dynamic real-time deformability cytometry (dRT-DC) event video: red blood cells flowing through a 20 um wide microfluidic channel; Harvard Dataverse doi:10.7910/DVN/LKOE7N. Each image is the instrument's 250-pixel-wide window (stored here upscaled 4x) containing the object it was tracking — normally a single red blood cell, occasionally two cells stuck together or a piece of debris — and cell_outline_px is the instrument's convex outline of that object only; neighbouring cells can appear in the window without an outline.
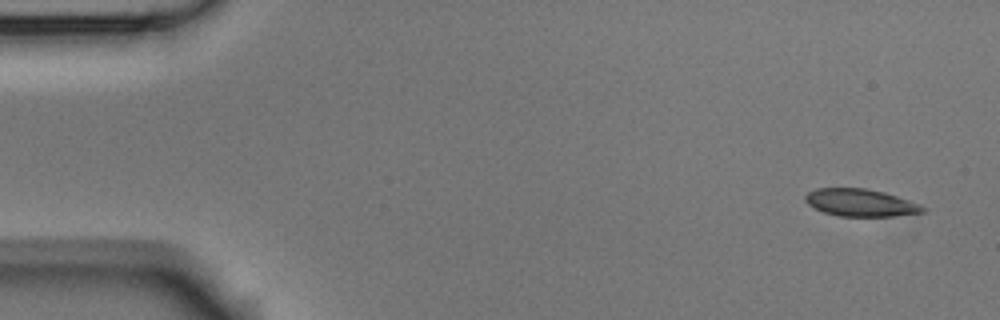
{"species": "Egyptian fruit bat (a non-hibernating species)", "species_latin": "Rousettus aegyptiacus", "temperature_condition": "room temperature", "stored_images_in_passage": 6, "camera_frame_rate_fps": 3000, "um_per_image_px": 0.085, "animal": {"sex": "male"}, "frame": {"image": 1, "passage_image": 1, "time_ms": 0.0, "image_size_px": [1000, 320], "cell_outline_px": [[928, 212], [896, 216], [840, 216], [824, 212], [808, 204], [804, 200], [804, 196], [808, 192], [816, 188], [864, 188], [884, 192], [920, 204], [928, 208]], "centroid_in_image_um": [73.19, 17.23], "position_along_channel_um": 11.8, "area_um2": 18.84}}
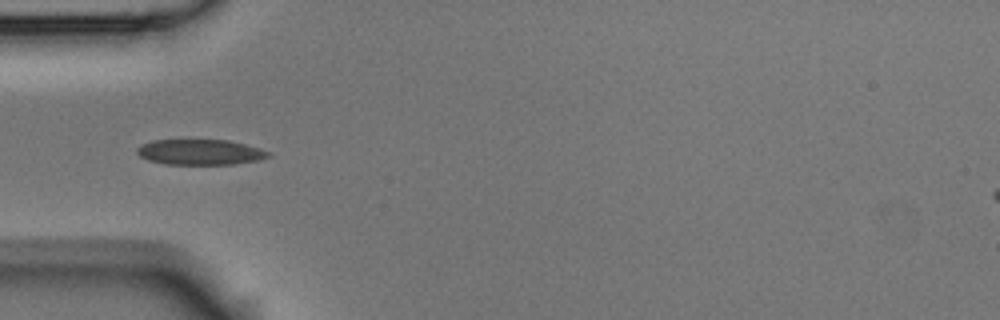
{"frame": {"image": 2, "passage_image": 5, "time_ms": 1.333, "image_size_px": [1000, 320], "cell_outline_px": [[272, 156], [256, 160], [236, 164], [164, 164], [148, 160], [140, 156], [136, 152], [136, 148], [140, 144], [152, 140], [228, 140], [244, 144], [272, 152]], "centroid_in_image_um": [16.99, 12.93], "position_along_channel_um": 68.0, "area_um2": 19.54}}
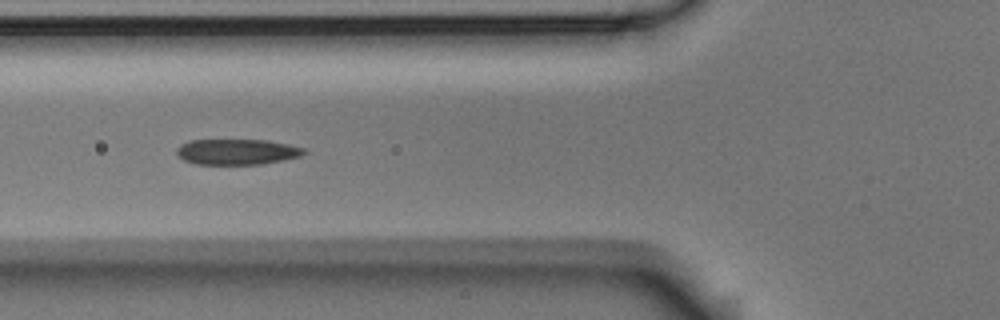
{"frame": {"image": 3, "passage_image": 6, "time_ms": 1.667, "image_size_px": [1000, 320], "cell_outline_px": [[308, 152], [300, 156], [264, 164], [196, 164], [184, 160], [176, 152], [176, 148], [180, 144], [188, 140], [268, 140], [288, 144], [304, 148]], "centroid_in_image_um": [20.14, 12.9], "position_along_channel_um": 105.7, "area_um2": 19.07}}